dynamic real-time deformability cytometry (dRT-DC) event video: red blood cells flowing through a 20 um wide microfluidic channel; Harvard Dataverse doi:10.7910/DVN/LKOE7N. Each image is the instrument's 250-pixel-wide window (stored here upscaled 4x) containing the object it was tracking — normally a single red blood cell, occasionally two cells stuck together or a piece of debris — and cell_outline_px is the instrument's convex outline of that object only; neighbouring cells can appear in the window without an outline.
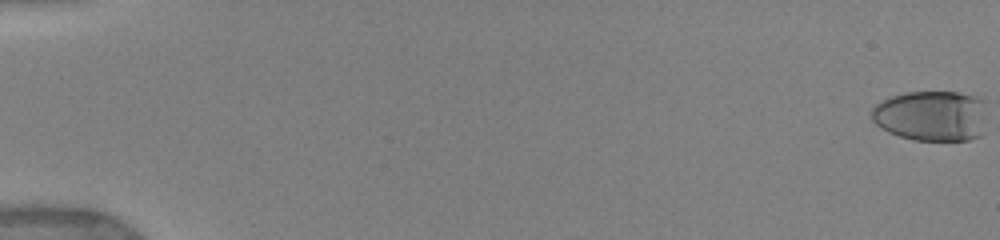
{"species": "human", "species_latin": "Homo sapiens", "temperature_condition": "warm", "stored_images_in_passage": 17, "camera_frame_rate_fps": 3000, "um_per_image_px": 0.085, "donor": {"sex": "female"}, "frame": {"image": 1, "passage_image": 1, "time_ms": 0.0, "image_size_px": [1000, 240], "cell_outline_px": [[984, 100], [980, 136], [968, 140], [912, 140], [888, 132], [876, 124], [872, 120], [872, 108], [876, 104], [892, 96], [904, 92], [960, 92], [984, 96]], "centroid_in_image_um": [79.15, 9.82], "position_along_channel_um": 5.8, "area_um2": 33.93}}
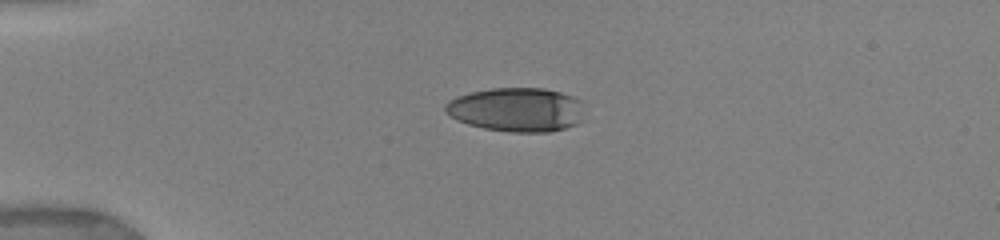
{"frame": {"image": 2, "passage_image": 12, "time_ms": 4.667, "image_size_px": [1000, 240], "cell_outline_px": [[584, 100], [580, 120], [576, 124], [564, 128], [548, 132], [512, 132], [484, 128], [468, 124], [452, 116], [444, 108], [444, 104], [456, 96], [472, 92], [492, 88], [544, 88], [560, 92]], "centroid_in_image_um": [43.94, 9.31], "position_along_channel_um": 41.1, "area_um2": 35.55}}
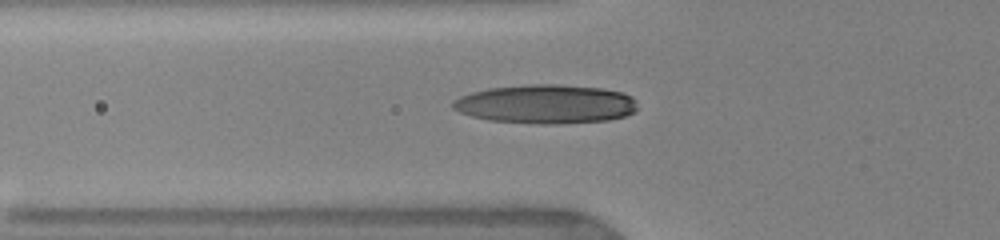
{"frame": {"image": 3, "passage_image": 16, "time_ms": 6.667, "image_size_px": [1000, 240], "cell_outline_px": [[636, 112], [624, 116], [608, 120], [552, 124], [540, 124], [488, 120], [472, 116], [460, 112], [452, 108], [452, 104], [460, 96], [472, 92], [488, 88], [532, 84], [556, 84], [600, 88], [620, 92], [632, 96], [636, 100]], "centroid_in_image_um": [46.4, 8.85], "position_along_channel_um": 79.4, "area_um2": 41.79}}